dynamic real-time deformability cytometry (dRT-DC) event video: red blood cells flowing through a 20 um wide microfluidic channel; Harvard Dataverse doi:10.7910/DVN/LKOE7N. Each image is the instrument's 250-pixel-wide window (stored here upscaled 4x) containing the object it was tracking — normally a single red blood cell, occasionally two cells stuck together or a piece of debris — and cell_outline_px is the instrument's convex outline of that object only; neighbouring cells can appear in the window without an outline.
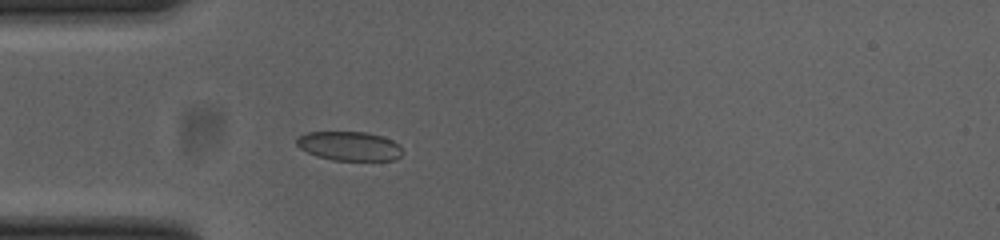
{"species": "common noctule bat (a hibernating species)", "species_latin": "Nyctalus noctula", "temperature_condition": "cold", "stored_images_in_passage": 39, "camera_frame_rate_fps": 3000, "um_per_image_px": 0.085, "animal": {"sex": "female", "body_mass_g": 23.0, "forearm_length_mm": 53.4}, "frame": {"image": 1, "passage_image": 1, "time_ms": 0.0, "image_size_px": [1000, 240], "cell_outline_px": [[404, 152], [396, 160], [332, 160], [316, 156], [300, 148], [296, 144], [296, 140], [300, 136], [308, 132], [368, 132], [384, 136], [400, 144]], "centroid_in_image_um": [29.75, 12.41], "position_along_channel_um": 55.3, "area_um2": 18.15}}
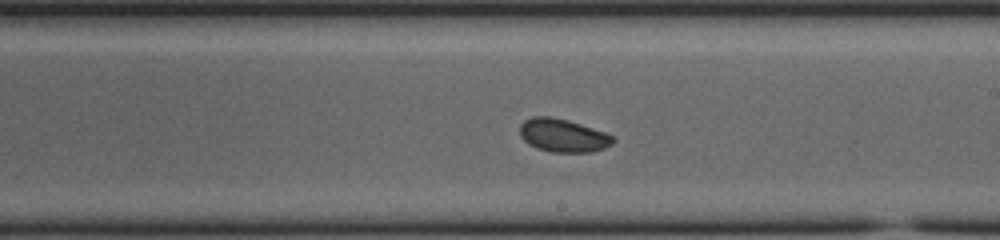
{"frame": {"image": 2, "passage_image": 16, "time_ms": 5.0, "image_size_px": [1000, 240], "cell_outline_px": [[616, 140], [612, 144], [604, 148], [592, 152], [552, 152], [536, 148], [528, 144], [520, 136], [520, 124], [524, 120], [532, 116], [548, 116], [568, 120], [604, 132], [612, 136]], "centroid_in_image_um": [47.83, 11.51], "position_along_channel_um": 241.2, "area_um2": 18.03}}
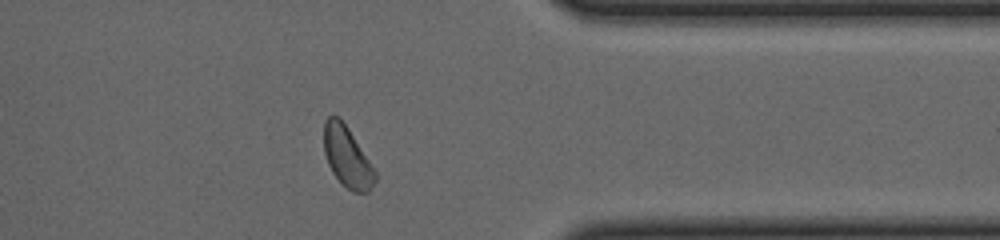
{"frame": {"image": 3, "passage_image": 28, "time_ms": 9.0, "image_size_px": [1000, 240], "cell_outline_px": [[376, 180], [368, 192], [352, 192], [332, 172], [328, 164], [324, 152], [324, 120], [328, 116], [336, 116], [348, 128], [376, 172]], "centroid_in_image_um": [29.5, 13.34], "position_along_channel_um": 381.9, "area_um2": 17.63}, "authors_computed_cell_mechanics": {"area_um2": 18.3226, "velocity_mm_per_s": 3.8177, "shape_relaxation_time_tau1_ms": 2.6941, "shape_relaxation_time_tau2_ms": null, "deformation_change_tau1": 0.084, "deformation_change_tau2": null}}